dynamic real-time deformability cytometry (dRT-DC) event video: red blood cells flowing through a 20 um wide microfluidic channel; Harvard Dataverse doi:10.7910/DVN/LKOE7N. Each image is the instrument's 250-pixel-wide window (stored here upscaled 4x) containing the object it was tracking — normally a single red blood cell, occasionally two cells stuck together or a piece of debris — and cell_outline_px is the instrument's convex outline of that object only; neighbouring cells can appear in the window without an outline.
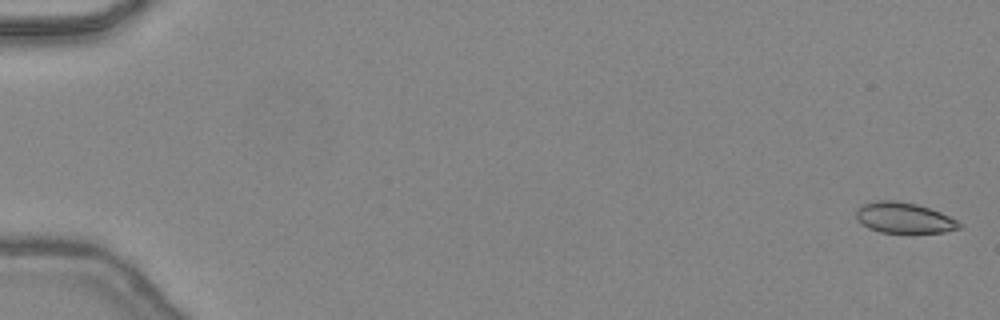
{"species": "common noctule bat (a hibernating species)", "species_latin": "Nyctalus noctula", "temperature_condition": "warm", "stored_images_in_passage": 47, "camera_frame_rate_fps": 3000, "um_per_image_px": 0.085, "animal": {"sex": "female", "body_mass_g": 24.6, "forearm_length_mm": 56.2}, "frame": {"image": 1, "passage_image": 1, "time_ms": 0.0, "image_size_px": [1000, 320], "cell_outline_px": [[960, 228], [944, 232], [880, 232], [868, 228], [856, 220], [856, 212], [864, 204], [876, 200], [892, 200], [916, 204], [940, 212], [956, 220], [960, 224]], "centroid_in_image_um": [76.8, 18.51], "position_along_channel_um": 8.2, "area_um2": 18.09}}
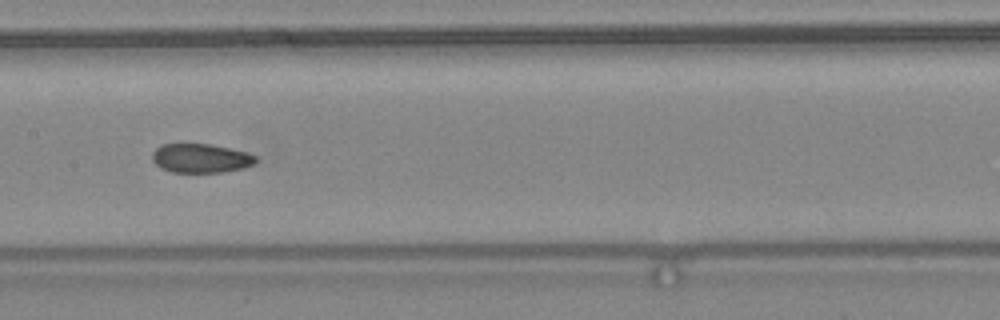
{"frame": {"image": 2, "passage_image": 25, "time_ms": 8.0, "image_size_px": [1000, 320], "cell_outline_px": [[260, 160], [256, 164], [244, 168], [220, 172], [172, 172], [160, 168], [152, 160], [152, 152], [160, 144], [212, 144], [248, 152], [256, 156]], "centroid_in_image_um": [17.1, 13.44], "position_along_channel_um": 190.3, "area_um2": 17.8}}
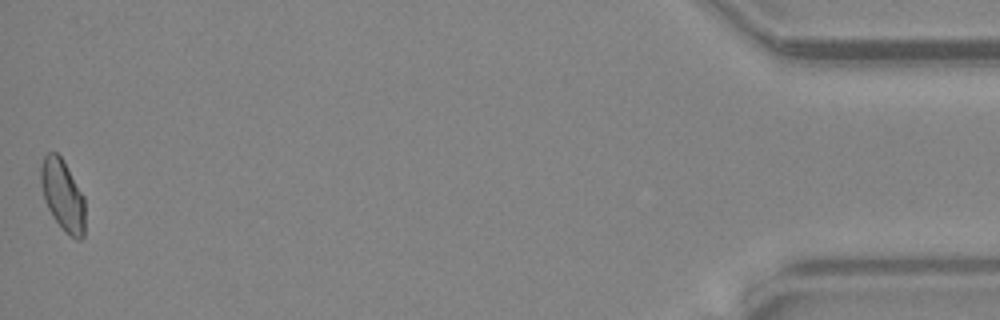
{"frame": {"image": 3, "passage_image": 47, "time_ms": 15.333, "image_size_px": [1000, 320], "cell_outline_px": [[84, 236], [80, 240], [76, 240], [64, 232], [52, 216], [44, 200], [40, 184], [40, 168], [44, 156], [48, 152], [56, 152], [60, 156], [84, 196]], "centroid_in_image_um": [5.31, 16.63], "position_along_channel_um": 429.9, "area_um2": 18.38}, "authors_computed_cell_mechanics": {"area_um2": 18.3804, "velocity_mm_per_s": 4.4848, "shape_relaxation_time_tau1_ms": 8.4974, "shape_relaxation_time_tau2_ms": 1.8905, "deformation_change_tau1": 0.1199, "deformation_change_tau2": 0.0577}}